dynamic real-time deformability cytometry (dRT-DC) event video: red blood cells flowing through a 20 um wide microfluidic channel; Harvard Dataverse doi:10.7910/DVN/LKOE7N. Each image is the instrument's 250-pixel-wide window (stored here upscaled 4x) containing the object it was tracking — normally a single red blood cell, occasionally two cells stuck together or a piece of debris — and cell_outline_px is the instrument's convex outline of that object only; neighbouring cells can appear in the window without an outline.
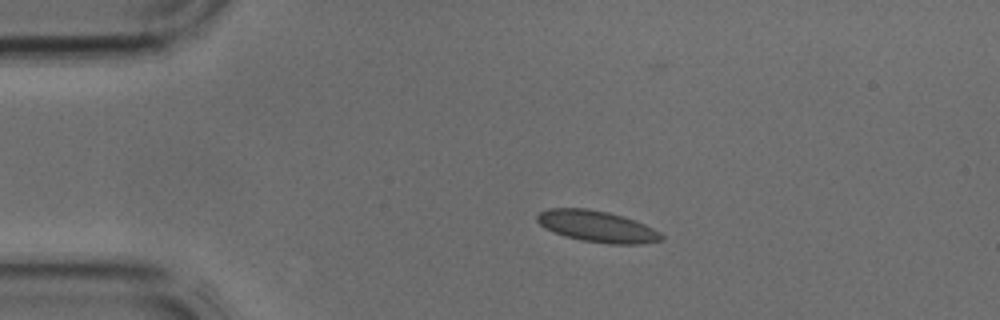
{"species": "common noctule bat (a hibernating species)", "species_latin": "Nyctalus noctula", "temperature_condition": "cold", "stored_images_in_passage": 35, "camera_frame_rate_fps": 3000, "um_per_image_px": 0.085, "animal": {"sex": "male", "body_mass_g": 17.9, "forearm_length_mm": 54.2}, "frame": {"image": 1, "passage_image": 1, "time_ms": 0.0, "image_size_px": [1000, 320], "cell_outline_px": [[664, 240], [640, 244], [608, 244], [580, 240], [564, 236], [544, 228], [536, 220], [536, 216], [540, 212], [548, 208], [588, 208], [608, 212], [624, 216], [644, 224], [660, 232], [664, 236]], "centroid_in_image_um": [50.75, 19.25], "position_along_channel_um": 34.3, "area_um2": 22.89}}
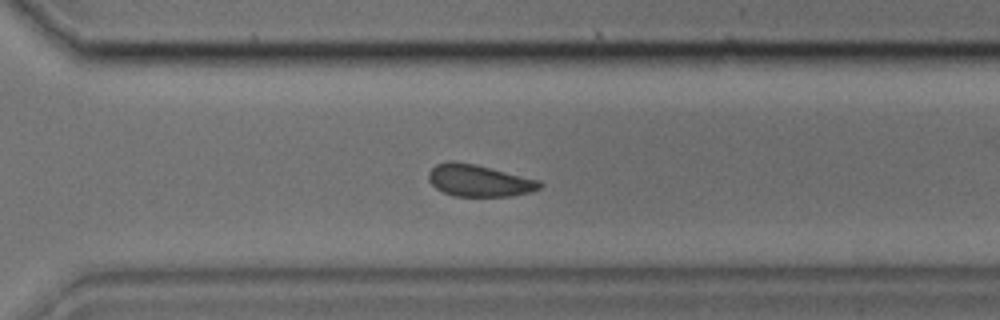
{"frame": {"image": 2, "passage_image": 22, "time_ms": 7.0, "image_size_px": [1000, 320], "cell_outline_px": [[544, 184], [540, 188], [528, 192], [512, 196], [452, 196], [436, 188], [428, 180], [428, 172], [436, 164], [476, 164], [540, 180]], "centroid_in_image_um": [40.77, 15.38], "position_along_channel_um": 329.8, "area_um2": 20.17}}
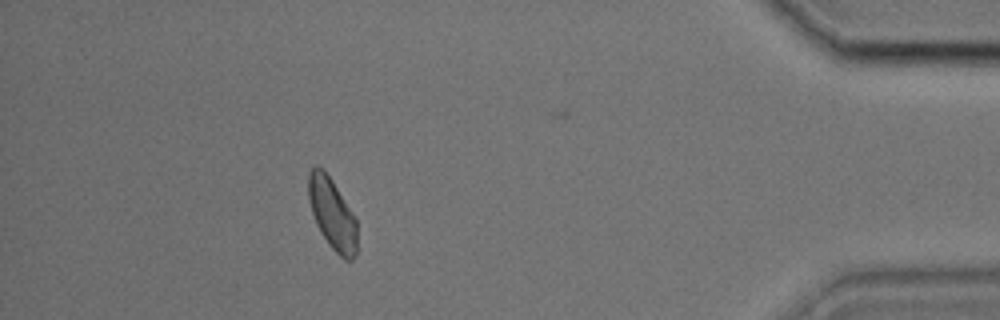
{"frame": {"image": 3, "passage_image": 30, "time_ms": 9.667, "image_size_px": [1000, 320], "cell_outline_px": [[356, 252], [352, 260], [344, 260], [328, 244], [316, 224], [312, 212], [308, 196], [308, 172], [316, 164], [324, 168], [332, 180], [352, 212], [356, 220]], "centroid_in_image_um": [28.22, 18.14], "position_along_channel_um": 407.0, "area_um2": 20.11}}